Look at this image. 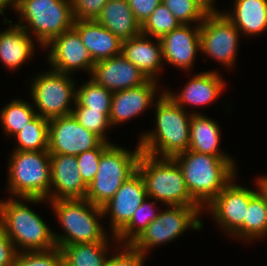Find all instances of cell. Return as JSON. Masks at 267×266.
I'll return each mask as SVG.
<instances>
[{"instance_id":"obj_27","label":"cell","mask_w":267,"mask_h":266,"mask_svg":"<svg viewBox=\"0 0 267 266\" xmlns=\"http://www.w3.org/2000/svg\"><path fill=\"white\" fill-rule=\"evenodd\" d=\"M110 238L101 242L71 244L59 247L62 266H105L109 258L107 252Z\"/></svg>"},{"instance_id":"obj_11","label":"cell","mask_w":267,"mask_h":266,"mask_svg":"<svg viewBox=\"0 0 267 266\" xmlns=\"http://www.w3.org/2000/svg\"><path fill=\"white\" fill-rule=\"evenodd\" d=\"M240 34L225 14L215 7L200 24V52L230 68L235 65Z\"/></svg>"},{"instance_id":"obj_14","label":"cell","mask_w":267,"mask_h":266,"mask_svg":"<svg viewBox=\"0 0 267 266\" xmlns=\"http://www.w3.org/2000/svg\"><path fill=\"white\" fill-rule=\"evenodd\" d=\"M45 47L50 49L47 59L51 69L70 75L73 71L84 69L90 76L94 61L73 27L52 39Z\"/></svg>"},{"instance_id":"obj_29","label":"cell","mask_w":267,"mask_h":266,"mask_svg":"<svg viewBox=\"0 0 267 266\" xmlns=\"http://www.w3.org/2000/svg\"><path fill=\"white\" fill-rule=\"evenodd\" d=\"M267 235V202L259 191L250 199L243 223V241ZM247 239V240H246Z\"/></svg>"},{"instance_id":"obj_17","label":"cell","mask_w":267,"mask_h":266,"mask_svg":"<svg viewBox=\"0 0 267 266\" xmlns=\"http://www.w3.org/2000/svg\"><path fill=\"white\" fill-rule=\"evenodd\" d=\"M90 76L111 92L138 87L149 80L123 54L94 63Z\"/></svg>"},{"instance_id":"obj_9","label":"cell","mask_w":267,"mask_h":266,"mask_svg":"<svg viewBox=\"0 0 267 266\" xmlns=\"http://www.w3.org/2000/svg\"><path fill=\"white\" fill-rule=\"evenodd\" d=\"M201 206L169 205L165 211L158 214L130 246L146 256L151 248L175 240L187 229L198 231L202 228L200 220Z\"/></svg>"},{"instance_id":"obj_15","label":"cell","mask_w":267,"mask_h":266,"mask_svg":"<svg viewBox=\"0 0 267 266\" xmlns=\"http://www.w3.org/2000/svg\"><path fill=\"white\" fill-rule=\"evenodd\" d=\"M145 199L150 200L147 196L144 180L136 171L102 207L104 217L107 214L110 216L111 239H115V236L130 222L135 210Z\"/></svg>"},{"instance_id":"obj_35","label":"cell","mask_w":267,"mask_h":266,"mask_svg":"<svg viewBox=\"0 0 267 266\" xmlns=\"http://www.w3.org/2000/svg\"><path fill=\"white\" fill-rule=\"evenodd\" d=\"M73 116L86 129L98 135L103 141H108L106 130L111 127L109 122L110 111L89 110V107H74Z\"/></svg>"},{"instance_id":"obj_10","label":"cell","mask_w":267,"mask_h":266,"mask_svg":"<svg viewBox=\"0 0 267 266\" xmlns=\"http://www.w3.org/2000/svg\"><path fill=\"white\" fill-rule=\"evenodd\" d=\"M31 84L30 94L37 115L49 120L72 114L74 107L70 105L76 103L77 84L70 74L50 69L34 77Z\"/></svg>"},{"instance_id":"obj_38","label":"cell","mask_w":267,"mask_h":266,"mask_svg":"<svg viewBox=\"0 0 267 266\" xmlns=\"http://www.w3.org/2000/svg\"><path fill=\"white\" fill-rule=\"evenodd\" d=\"M75 20H96L109 0H71Z\"/></svg>"},{"instance_id":"obj_28","label":"cell","mask_w":267,"mask_h":266,"mask_svg":"<svg viewBox=\"0 0 267 266\" xmlns=\"http://www.w3.org/2000/svg\"><path fill=\"white\" fill-rule=\"evenodd\" d=\"M49 120L37 115L13 137L18 141L14 150L44 151L48 150Z\"/></svg>"},{"instance_id":"obj_39","label":"cell","mask_w":267,"mask_h":266,"mask_svg":"<svg viewBox=\"0 0 267 266\" xmlns=\"http://www.w3.org/2000/svg\"><path fill=\"white\" fill-rule=\"evenodd\" d=\"M116 252L108 258L105 266H142L144 264L146 256L130 245L122 244L120 250L118 251L117 248Z\"/></svg>"},{"instance_id":"obj_25","label":"cell","mask_w":267,"mask_h":266,"mask_svg":"<svg viewBox=\"0 0 267 266\" xmlns=\"http://www.w3.org/2000/svg\"><path fill=\"white\" fill-rule=\"evenodd\" d=\"M231 13L223 12L241 35L253 36L267 30V0H235Z\"/></svg>"},{"instance_id":"obj_7","label":"cell","mask_w":267,"mask_h":266,"mask_svg":"<svg viewBox=\"0 0 267 266\" xmlns=\"http://www.w3.org/2000/svg\"><path fill=\"white\" fill-rule=\"evenodd\" d=\"M9 160L8 192L14 197L47 199L51 185L50 153L14 150Z\"/></svg>"},{"instance_id":"obj_31","label":"cell","mask_w":267,"mask_h":266,"mask_svg":"<svg viewBox=\"0 0 267 266\" xmlns=\"http://www.w3.org/2000/svg\"><path fill=\"white\" fill-rule=\"evenodd\" d=\"M181 24H201L205 16L215 8L210 0H162Z\"/></svg>"},{"instance_id":"obj_3","label":"cell","mask_w":267,"mask_h":266,"mask_svg":"<svg viewBox=\"0 0 267 266\" xmlns=\"http://www.w3.org/2000/svg\"><path fill=\"white\" fill-rule=\"evenodd\" d=\"M28 203L44 202L42 198L9 197L0 201V224L18 252L47 251L56 247L53 231L31 210ZM22 249V250H21Z\"/></svg>"},{"instance_id":"obj_13","label":"cell","mask_w":267,"mask_h":266,"mask_svg":"<svg viewBox=\"0 0 267 266\" xmlns=\"http://www.w3.org/2000/svg\"><path fill=\"white\" fill-rule=\"evenodd\" d=\"M103 140L83 127L73 114L49 119L48 152L77 156L97 148Z\"/></svg>"},{"instance_id":"obj_8","label":"cell","mask_w":267,"mask_h":266,"mask_svg":"<svg viewBox=\"0 0 267 266\" xmlns=\"http://www.w3.org/2000/svg\"><path fill=\"white\" fill-rule=\"evenodd\" d=\"M141 153L139 143L133 152L110 144L101 155L98 171L88 185L85 199L102 208L120 186L137 171Z\"/></svg>"},{"instance_id":"obj_2","label":"cell","mask_w":267,"mask_h":266,"mask_svg":"<svg viewBox=\"0 0 267 266\" xmlns=\"http://www.w3.org/2000/svg\"><path fill=\"white\" fill-rule=\"evenodd\" d=\"M191 197L204 209L236 176L233 159L186 150L173 157Z\"/></svg>"},{"instance_id":"obj_43","label":"cell","mask_w":267,"mask_h":266,"mask_svg":"<svg viewBox=\"0 0 267 266\" xmlns=\"http://www.w3.org/2000/svg\"><path fill=\"white\" fill-rule=\"evenodd\" d=\"M13 0H0V15L4 16V10L9 6L12 7Z\"/></svg>"},{"instance_id":"obj_40","label":"cell","mask_w":267,"mask_h":266,"mask_svg":"<svg viewBox=\"0 0 267 266\" xmlns=\"http://www.w3.org/2000/svg\"><path fill=\"white\" fill-rule=\"evenodd\" d=\"M161 1L162 0H128V3L134 17L142 26Z\"/></svg>"},{"instance_id":"obj_6","label":"cell","mask_w":267,"mask_h":266,"mask_svg":"<svg viewBox=\"0 0 267 266\" xmlns=\"http://www.w3.org/2000/svg\"><path fill=\"white\" fill-rule=\"evenodd\" d=\"M12 8L19 13L20 21L16 25L31 36L34 34L44 49L52 39L74 26L71 0H13Z\"/></svg>"},{"instance_id":"obj_36","label":"cell","mask_w":267,"mask_h":266,"mask_svg":"<svg viewBox=\"0 0 267 266\" xmlns=\"http://www.w3.org/2000/svg\"><path fill=\"white\" fill-rule=\"evenodd\" d=\"M13 266H62L61 249L56 246L47 251L18 252Z\"/></svg>"},{"instance_id":"obj_42","label":"cell","mask_w":267,"mask_h":266,"mask_svg":"<svg viewBox=\"0 0 267 266\" xmlns=\"http://www.w3.org/2000/svg\"><path fill=\"white\" fill-rule=\"evenodd\" d=\"M256 184V188L258 189L259 193L265 198L267 202V176H261L257 178Z\"/></svg>"},{"instance_id":"obj_5","label":"cell","mask_w":267,"mask_h":266,"mask_svg":"<svg viewBox=\"0 0 267 266\" xmlns=\"http://www.w3.org/2000/svg\"><path fill=\"white\" fill-rule=\"evenodd\" d=\"M137 171L142 176L148 198L175 206H200L190 195L180 166L174 158L141 153Z\"/></svg>"},{"instance_id":"obj_24","label":"cell","mask_w":267,"mask_h":266,"mask_svg":"<svg viewBox=\"0 0 267 266\" xmlns=\"http://www.w3.org/2000/svg\"><path fill=\"white\" fill-rule=\"evenodd\" d=\"M96 21L121 41L134 38L142 33V26L134 17L128 0H109Z\"/></svg>"},{"instance_id":"obj_20","label":"cell","mask_w":267,"mask_h":266,"mask_svg":"<svg viewBox=\"0 0 267 266\" xmlns=\"http://www.w3.org/2000/svg\"><path fill=\"white\" fill-rule=\"evenodd\" d=\"M225 87V81L216 71L200 72L188 80L183 90L177 95L164 91L181 108L184 105H208L216 101Z\"/></svg>"},{"instance_id":"obj_32","label":"cell","mask_w":267,"mask_h":266,"mask_svg":"<svg viewBox=\"0 0 267 266\" xmlns=\"http://www.w3.org/2000/svg\"><path fill=\"white\" fill-rule=\"evenodd\" d=\"M146 200L135 210L130 222L115 236V243L130 245L158 217L159 213L154 210L157 201L152 199L149 204Z\"/></svg>"},{"instance_id":"obj_30","label":"cell","mask_w":267,"mask_h":266,"mask_svg":"<svg viewBox=\"0 0 267 266\" xmlns=\"http://www.w3.org/2000/svg\"><path fill=\"white\" fill-rule=\"evenodd\" d=\"M37 116L33 104L20 99L12 100L0 111V121L6 135H15Z\"/></svg>"},{"instance_id":"obj_21","label":"cell","mask_w":267,"mask_h":266,"mask_svg":"<svg viewBox=\"0 0 267 266\" xmlns=\"http://www.w3.org/2000/svg\"><path fill=\"white\" fill-rule=\"evenodd\" d=\"M151 38V39H150ZM143 33L122 42L123 56L133 63L150 80H156L163 68V54L160 39ZM153 40V41H152ZM156 41V42H154Z\"/></svg>"},{"instance_id":"obj_34","label":"cell","mask_w":267,"mask_h":266,"mask_svg":"<svg viewBox=\"0 0 267 266\" xmlns=\"http://www.w3.org/2000/svg\"><path fill=\"white\" fill-rule=\"evenodd\" d=\"M180 24L171 11L161 2L142 25V33L160 39Z\"/></svg>"},{"instance_id":"obj_26","label":"cell","mask_w":267,"mask_h":266,"mask_svg":"<svg viewBox=\"0 0 267 266\" xmlns=\"http://www.w3.org/2000/svg\"><path fill=\"white\" fill-rule=\"evenodd\" d=\"M221 129L217 122L201 113L192 115L190 122V143L188 150L218 156L221 159H232L219 149Z\"/></svg>"},{"instance_id":"obj_41","label":"cell","mask_w":267,"mask_h":266,"mask_svg":"<svg viewBox=\"0 0 267 266\" xmlns=\"http://www.w3.org/2000/svg\"><path fill=\"white\" fill-rule=\"evenodd\" d=\"M17 253L13 242L0 224V266H13Z\"/></svg>"},{"instance_id":"obj_18","label":"cell","mask_w":267,"mask_h":266,"mask_svg":"<svg viewBox=\"0 0 267 266\" xmlns=\"http://www.w3.org/2000/svg\"><path fill=\"white\" fill-rule=\"evenodd\" d=\"M180 24L177 28L160 38L163 61L178 68H193L200 50V24Z\"/></svg>"},{"instance_id":"obj_37","label":"cell","mask_w":267,"mask_h":266,"mask_svg":"<svg viewBox=\"0 0 267 266\" xmlns=\"http://www.w3.org/2000/svg\"><path fill=\"white\" fill-rule=\"evenodd\" d=\"M110 144L112 142L103 141L97 148L87 150L76 156L82 180L87 186L93 181L98 171L101 155Z\"/></svg>"},{"instance_id":"obj_16","label":"cell","mask_w":267,"mask_h":266,"mask_svg":"<svg viewBox=\"0 0 267 266\" xmlns=\"http://www.w3.org/2000/svg\"><path fill=\"white\" fill-rule=\"evenodd\" d=\"M50 165L51 185L46 201L85 199L88 186L82 180L76 156L50 154Z\"/></svg>"},{"instance_id":"obj_1","label":"cell","mask_w":267,"mask_h":266,"mask_svg":"<svg viewBox=\"0 0 267 266\" xmlns=\"http://www.w3.org/2000/svg\"><path fill=\"white\" fill-rule=\"evenodd\" d=\"M156 106V128L141 134L139 145L142 153L155 157H171L188 150L190 143V122L194 111L176 104L164 91Z\"/></svg>"},{"instance_id":"obj_33","label":"cell","mask_w":267,"mask_h":266,"mask_svg":"<svg viewBox=\"0 0 267 266\" xmlns=\"http://www.w3.org/2000/svg\"><path fill=\"white\" fill-rule=\"evenodd\" d=\"M113 92L88 80L76 89V103L73 107H89V110L110 111Z\"/></svg>"},{"instance_id":"obj_12","label":"cell","mask_w":267,"mask_h":266,"mask_svg":"<svg viewBox=\"0 0 267 266\" xmlns=\"http://www.w3.org/2000/svg\"><path fill=\"white\" fill-rule=\"evenodd\" d=\"M235 177L205 207L225 233L243 239V223L250 199L258 190L236 184Z\"/></svg>"},{"instance_id":"obj_19","label":"cell","mask_w":267,"mask_h":266,"mask_svg":"<svg viewBox=\"0 0 267 266\" xmlns=\"http://www.w3.org/2000/svg\"><path fill=\"white\" fill-rule=\"evenodd\" d=\"M157 87V81L149 79L138 87L113 92L109 115L111 126L131 120L154 105Z\"/></svg>"},{"instance_id":"obj_4","label":"cell","mask_w":267,"mask_h":266,"mask_svg":"<svg viewBox=\"0 0 267 266\" xmlns=\"http://www.w3.org/2000/svg\"><path fill=\"white\" fill-rule=\"evenodd\" d=\"M47 202L53 207L56 218L65 231L60 235L53 231L57 247L101 242L109 236L98 220L104 217L102 208L87 199H58Z\"/></svg>"},{"instance_id":"obj_22","label":"cell","mask_w":267,"mask_h":266,"mask_svg":"<svg viewBox=\"0 0 267 266\" xmlns=\"http://www.w3.org/2000/svg\"><path fill=\"white\" fill-rule=\"evenodd\" d=\"M79 33L94 63L122 54V42L96 20H75Z\"/></svg>"},{"instance_id":"obj_23","label":"cell","mask_w":267,"mask_h":266,"mask_svg":"<svg viewBox=\"0 0 267 266\" xmlns=\"http://www.w3.org/2000/svg\"><path fill=\"white\" fill-rule=\"evenodd\" d=\"M3 18L4 23L11 26L0 32V61L8 70H14L20 68L35 53V43L24 28L16 24L12 27V21Z\"/></svg>"}]
</instances>
